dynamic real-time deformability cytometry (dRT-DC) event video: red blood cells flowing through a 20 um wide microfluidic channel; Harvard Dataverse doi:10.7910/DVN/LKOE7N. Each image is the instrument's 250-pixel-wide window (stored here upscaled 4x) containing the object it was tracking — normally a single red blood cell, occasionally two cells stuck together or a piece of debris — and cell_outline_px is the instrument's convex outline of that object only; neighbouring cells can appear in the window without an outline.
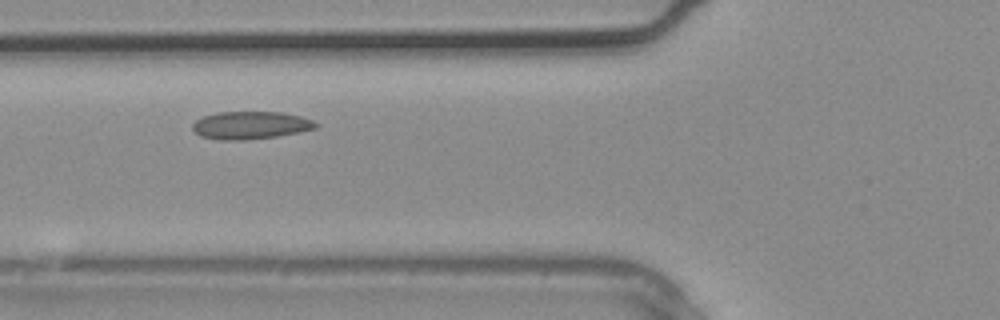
{"species": "common noctule bat (a hibernating species)", "species_latin": "Nyctalus noctula", "temperature_condition": "warm", "stored_images_in_passage": 5, "camera_frame_rate_fps": 3000, "um_per_image_px": 0.085, "animal": {"sex": "male", "body_mass_g": 20.4}, "frame": {"image": 1, "passage_image": 5, "time_ms": 1.333, "image_size_px": [1000, 320], "cell_outline_px": [[320, 124], [316, 128], [300, 132], [276, 136], [244, 140], [220, 140], [200, 136], [192, 128], [192, 124], [196, 120], [204, 116], [216, 112], [280, 112], [300, 116], [312, 120]], "centroid_in_image_um": [21.3, 10.64], "position_along_channel_um": 104.5, "area_um2": 19.88}}